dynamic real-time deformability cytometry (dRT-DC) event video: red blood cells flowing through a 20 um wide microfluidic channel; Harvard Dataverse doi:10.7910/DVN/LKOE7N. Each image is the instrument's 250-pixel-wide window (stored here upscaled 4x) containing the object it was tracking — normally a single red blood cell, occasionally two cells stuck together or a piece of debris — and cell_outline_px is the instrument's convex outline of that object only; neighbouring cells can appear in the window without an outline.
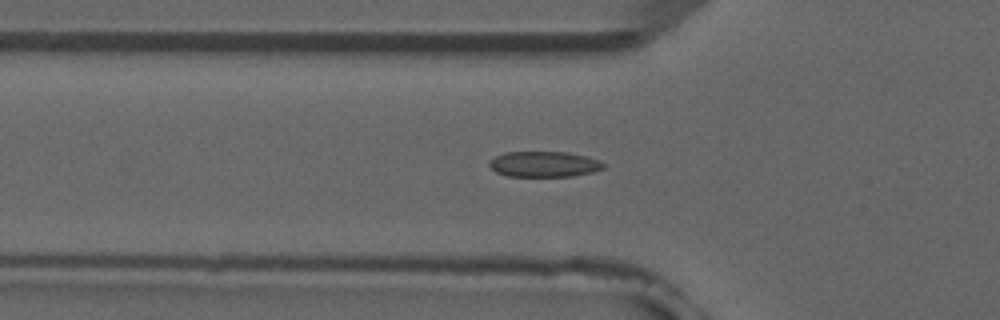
{"species": "common noctule bat (a hibernating species)", "species_latin": "Nyctalus noctula", "temperature_condition": "room temperature", "stored_images_in_passage": 51, "camera_frame_rate_fps": 3000, "um_per_image_px": 0.085, "animal": {"sex": "male", "forearm_length_mm": 52.5}, "frame": {"image": 1, "passage_image": 17, "time_ms": 5.333, "image_size_px": [1000, 320], "cell_outline_px": [[604, 168], [592, 172], [572, 176], [508, 176], [496, 172], [488, 164], [488, 160], [504, 152], [568, 152], [588, 156], [600, 160], [604, 164]], "centroid_in_image_um": [46.25, 13.94], "position_along_channel_um": 79.6, "area_um2": 17.11}}
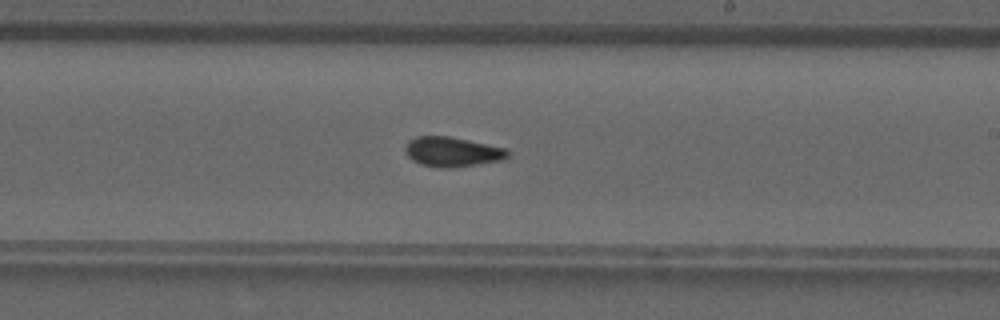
{"frame": {"image": 2, "passage_image": 30, "time_ms": 9.667, "image_size_px": [1000, 320], "cell_outline_px": [[512, 152], [504, 160], [448, 168], [440, 168], [420, 164], [412, 160], [404, 152], [404, 148], [408, 140], [416, 136], [448, 136], [508, 148]], "centroid_in_image_um": [38.45, 12.9], "position_along_channel_um": 250.6, "area_um2": 17.98}}
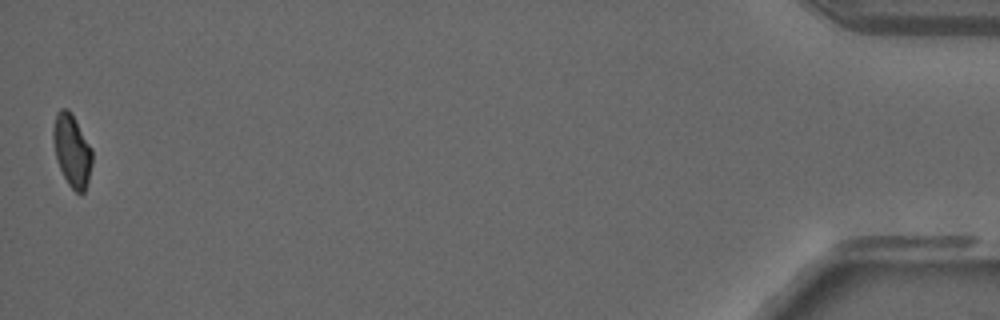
{"frame": {"image": 3, "passage_image": 51, "time_ms": 16.667, "image_size_px": [1000, 320], "cell_outline_px": [[92, 164], [88, 180], [84, 192], [76, 192], [68, 184], [60, 168], [56, 156], [52, 140], [52, 128], [56, 112], [60, 108], [68, 108], [72, 112], [92, 148]], "centroid_in_image_um": [6.11, 12.72], "position_along_channel_um": 429.1, "area_um2": 16.59}, "authors_computed_cell_mechanics": {"area_um2": 17.5134, "velocity_mm_per_s": 3.9381, "shape_relaxation_time_tau1_ms": null, "shape_relaxation_time_tau2_ms": 1.4377, "deformation_change_tau1": null, "deformation_change_tau2": 0.0782}}